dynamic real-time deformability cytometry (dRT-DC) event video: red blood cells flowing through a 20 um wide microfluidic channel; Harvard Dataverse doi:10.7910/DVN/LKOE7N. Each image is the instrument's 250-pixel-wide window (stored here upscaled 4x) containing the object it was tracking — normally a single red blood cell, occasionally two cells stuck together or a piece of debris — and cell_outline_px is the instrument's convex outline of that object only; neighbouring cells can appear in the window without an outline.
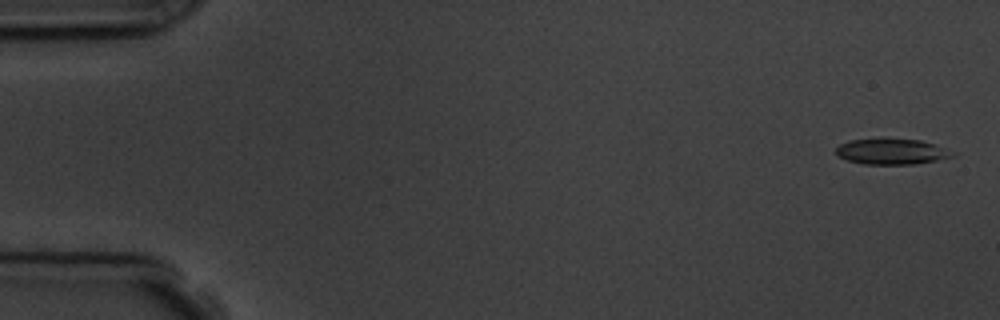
{"species": "common noctule bat (a hibernating species)", "species_latin": "Nyctalus noctula", "temperature_condition": "room temperature", "stored_images_in_passage": 5, "segment_of_instrument_passage": [2, 2], "camera_frame_rate_fps": 3000, "um_per_image_px": 0.085, "animal": {"sex": "male", "body_mass_g": 19.5, "forearm_length_mm": 54.6}, "frame": {"image": 1, "passage_image": 5, "time_ms": 4.667, "image_size_px": [1000, 320], "cell_outline_px": [[956, 156], [936, 160], [912, 164], [864, 164], [848, 160], [836, 156], [836, 148], [840, 144], [848, 140], [880, 136], [920, 140], [956, 152]], "centroid_in_image_um": [75.74, 12.84], "position_along_channel_um": 9.3, "area_um2": 18.03}}